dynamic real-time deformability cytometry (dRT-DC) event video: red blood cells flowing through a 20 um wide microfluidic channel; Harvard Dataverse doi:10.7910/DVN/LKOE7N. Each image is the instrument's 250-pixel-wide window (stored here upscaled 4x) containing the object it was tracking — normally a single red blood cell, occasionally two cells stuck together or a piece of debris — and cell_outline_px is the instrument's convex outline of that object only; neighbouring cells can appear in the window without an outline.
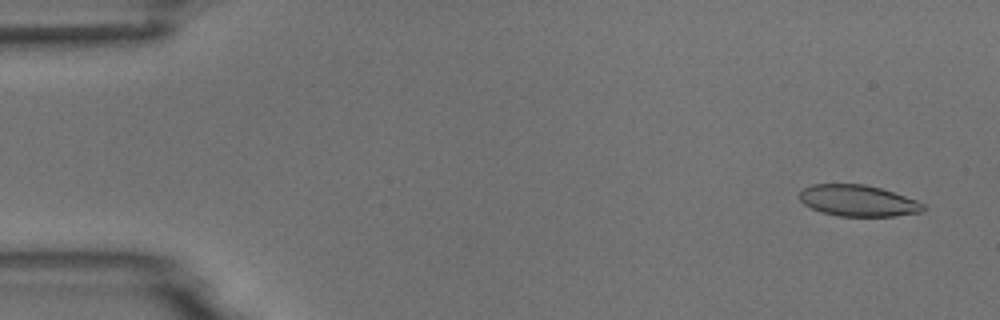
{"species": "common noctule bat (a hibernating species)", "species_latin": "Nyctalus noctula", "temperature_condition": "room temperature", "stored_images_in_passage": 5, "camera_frame_rate_fps": 3000, "um_per_image_px": 0.085, "animal": {"sex": "male", "body_mass_g": 18.8}, "frame": {"image": 1, "passage_image": 1, "time_ms": 0.0, "image_size_px": [1000, 320], "cell_outline_px": [[924, 212], [896, 216], [840, 216], [820, 212], [804, 204], [800, 200], [800, 192], [804, 188], [812, 184], [864, 184], [880, 188], [916, 200], [924, 204]], "centroid_in_image_um": [72.93, 17.06], "position_along_channel_um": 12.1, "area_um2": 22.48}}
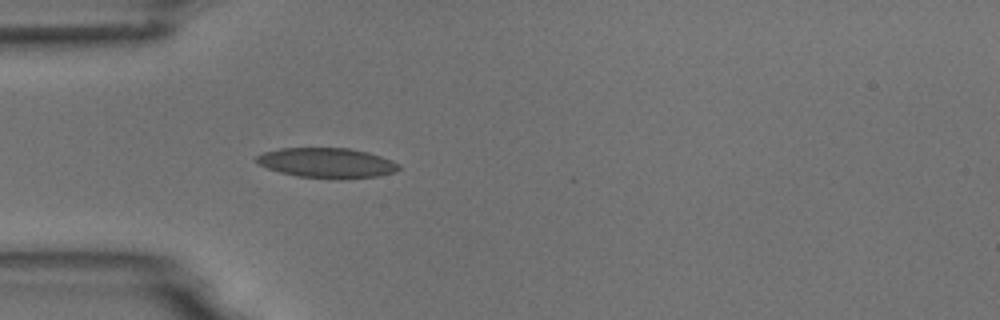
{"frame": {"image": 2, "passage_image": 5, "time_ms": 4.333, "image_size_px": [1000, 320], "cell_outline_px": [[400, 168], [396, 172], [376, 176], [340, 180], [296, 176], [280, 172], [268, 168], [260, 164], [256, 160], [256, 156], [264, 152], [280, 148], [348, 148], [368, 152], [392, 160], [400, 164]], "centroid_in_image_um": [27.82, 13.85], "position_along_channel_um": 57.2, "area_um2": 25.03}}